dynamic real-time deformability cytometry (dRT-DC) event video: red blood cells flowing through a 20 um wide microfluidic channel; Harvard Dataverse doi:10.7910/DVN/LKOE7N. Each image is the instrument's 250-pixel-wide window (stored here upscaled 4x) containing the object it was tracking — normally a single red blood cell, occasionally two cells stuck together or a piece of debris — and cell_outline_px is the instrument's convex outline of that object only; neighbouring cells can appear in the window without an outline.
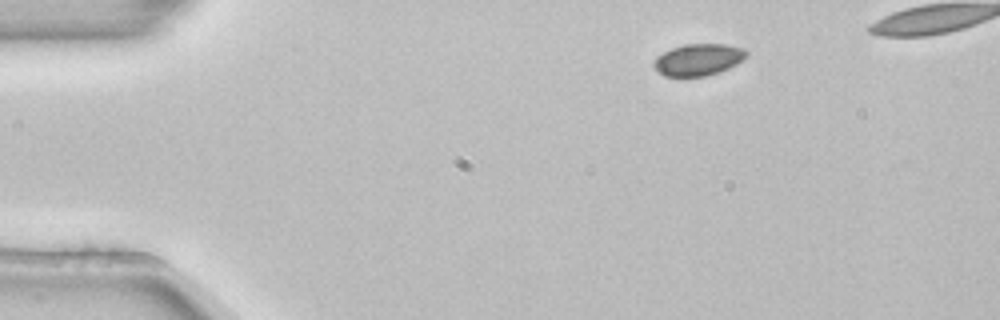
{"species": "common noctule bat (a hibernating species)", "species_latin": "Nyctalus noctula", "temperature_condition": "room temperature", "stored_images_in_passage": 4, "camera_frame_rate_fps": 3000, "um_per_image_px": 0.085, "animal": {"sex": "female", "body_mass_g": 22.7, "forearm_length_mm": 54.2}, "frame": {"image": 1, "passage_image": 1, "time_ms": 0.0, "image_size_px": [1000, 320], "cell_outline_px": [[748, 56], [736, 64], [728, 68], [704, 76], [664, 76], [656, 72], [652, 64], [656, 56], [672, 48], [684, 44], [728, 44], [744, 48], [748, 52]], "centroid_in_image_um": [59.34, 5.06], "position_along_channel_um": 25.7, "area_um2": 17.22}}